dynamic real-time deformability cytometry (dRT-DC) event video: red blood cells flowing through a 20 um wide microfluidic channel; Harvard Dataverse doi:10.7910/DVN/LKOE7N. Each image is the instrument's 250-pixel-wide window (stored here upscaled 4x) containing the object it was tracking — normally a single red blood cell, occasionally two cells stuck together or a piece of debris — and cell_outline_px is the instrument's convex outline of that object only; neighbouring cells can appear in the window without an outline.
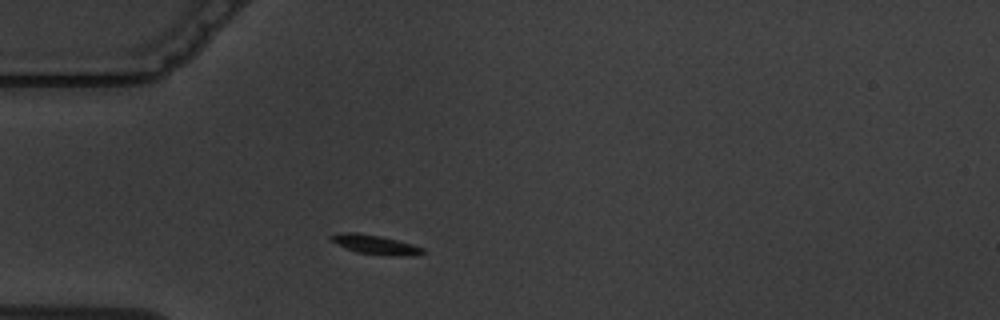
{"species": "common noctule bat (a hibernating species)", "species_latin": "Nyctalus noctula", "temperature_condition": "warm", "stored_images_in_passage": 2, "camera_frame_rate_fps": 3000, "um_per_image_px": 0.085, "animal": {"sex": "male", "body_mass_g": 19.5, "forearm_length_mm": 54.6}, "frame": {"image": 1, "passage_image": 2, "time_ms": 1.0, "image_size_px": [1000, 320], "cell_outline_px": [[424, 252], [420, 256], [388, 256], [356, 252], [344, 248], [328, 240], [328, 236], [340, 232], [356, 232], [380, 236], [412, 244], [424, 248]], "centroid_in_image_um": [31.86, 20.8], "position_along_channel_um": 53.1, "area_um2": 10.64}}